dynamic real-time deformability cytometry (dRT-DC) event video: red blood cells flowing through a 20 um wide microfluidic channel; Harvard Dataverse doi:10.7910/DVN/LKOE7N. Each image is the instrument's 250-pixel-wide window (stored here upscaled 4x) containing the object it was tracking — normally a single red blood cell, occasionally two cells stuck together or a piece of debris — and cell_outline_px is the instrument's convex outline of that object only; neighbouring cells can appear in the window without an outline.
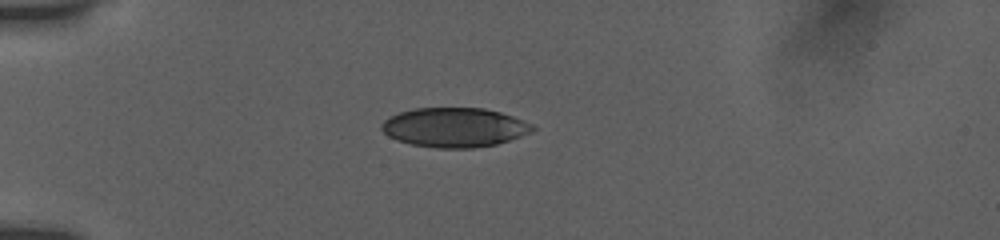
{"species": "human", "species_latin": "Homo sapiens", "temperature_condition": "room temperature", "stored_images_in_passage": 6, "camera_frame_rate_fps": 3000, "um_per_image_px": 0.085, "donor": {"sex": "female"}, "frame": {"image": 1, "passage_image": 1, "time_ms": 0.0, "image_size_px": [1000, 240], "cell_outline_px": [[536, 128], [520, 136], [496, 144], [472, 148], [436, 148], [412, 144], [396, 140], [388, 136], [380, 128], [380, 124], [384, 120], [400, 112], [412, 108], [484, 108], [500, 112], [512, 116], [532, 124]], "centroid_in_image_um": [38.59, 10.83], "position_along_channel_um": 46.4, "area_um2": 34.45}}